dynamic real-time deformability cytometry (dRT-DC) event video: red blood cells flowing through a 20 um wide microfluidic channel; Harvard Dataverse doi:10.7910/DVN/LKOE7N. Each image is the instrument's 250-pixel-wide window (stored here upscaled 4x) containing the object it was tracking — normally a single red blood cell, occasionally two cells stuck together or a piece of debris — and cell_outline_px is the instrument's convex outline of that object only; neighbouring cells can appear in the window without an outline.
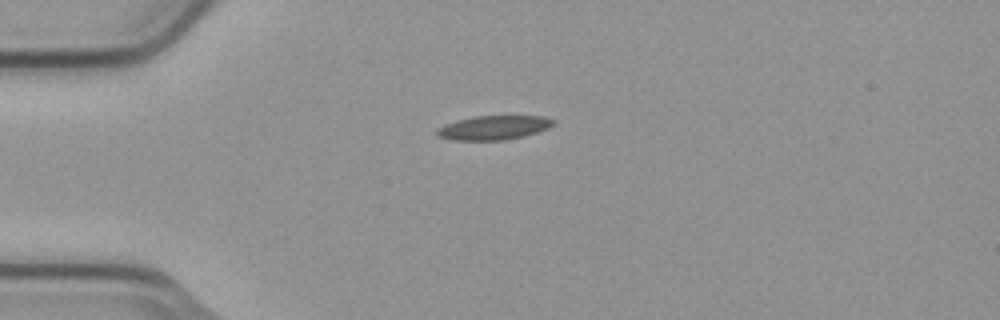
{"species": "common noctule bat (a hibernating species)", "species_latin": "Nyctalus noctula", "temperature_condition": "cold", "stored_images_in_passage": 3, "camera_frame_rate_fps": 3000, "um_per_image_px": 0.085, "animal": {"sex": "male", "body_mass_g": 23.1, "forearm_length_mm": 52.7}, "frame": {"image": 1, "passage_image": 1, "time_ms": 0.0, "image_size_px": [1000, 320], "cell_outline_px": [[556, 120], [548, 128], [524, 136], [504, 140], [456, 140], [440, 136], [436, 132], [436, 128], [444, 124], [476, 116], [540, 116]], "centroid_in_image_um": [41.97, 10.85], "position_along_channel_um": 43.0, "area_um2": 16.07}}
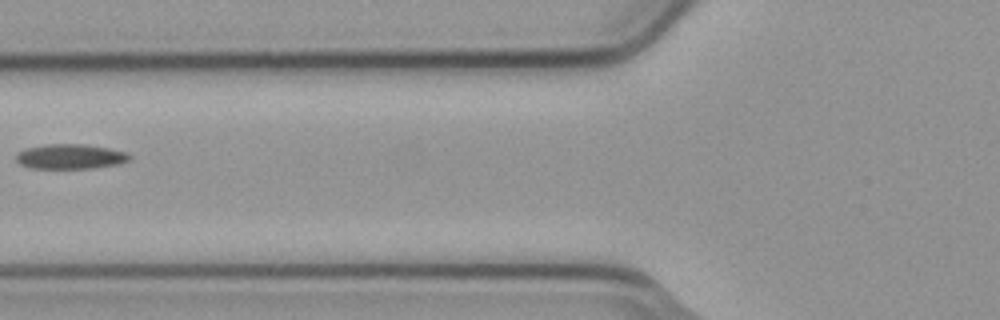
{"frame": {"image": 2, "passage_image": 3, "time_ms": 0.667, "image_size_px": [1000, 320], "cell_outline_px": [[132, 156], [128, 160], [120, 164], [92, 168], [32, 168], [20, 164], [16, 160], [16, 152], [28, 148], [44, 144], [84, 144], [108, 148], [128, 152]], "centroid_in_image_um": [5.99, 13.3], "position_along_channel_um": 119.8, "area_um2": 16.47}}